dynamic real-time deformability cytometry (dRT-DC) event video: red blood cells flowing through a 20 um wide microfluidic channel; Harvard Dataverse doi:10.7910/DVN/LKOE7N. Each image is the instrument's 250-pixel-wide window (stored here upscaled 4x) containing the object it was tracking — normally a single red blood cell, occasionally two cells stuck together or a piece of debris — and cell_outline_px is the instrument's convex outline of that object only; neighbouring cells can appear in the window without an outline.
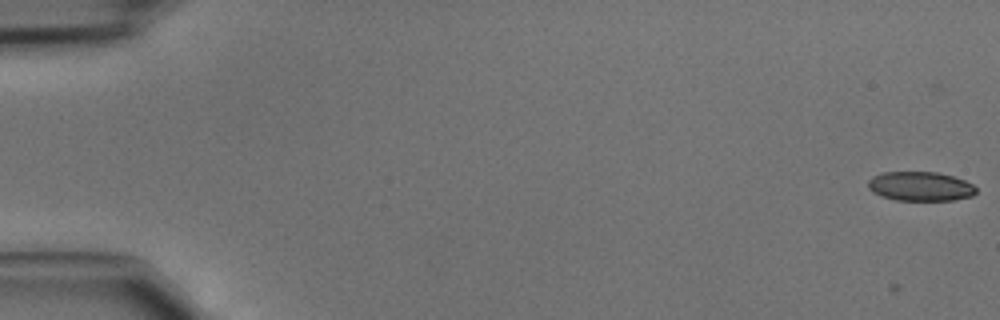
{"species": "common noctule bat (a hibernating species)", "species_latin": "Nyctalus noctula", "temperature_condition": "cold", "stored_images_in_passage": 51, "camera_frame_rate_fps": 3000, "um_per_image_px": 0.085, "animal": {"sex": "male", "body_mass_g": 15.6}, "frame": {"image": 1, "passage_image": 4, "time_ms": 1.0, "image_size_px": [1000, 320], "cell_outline_px": [[976, 192], [972, 196], [952, 200], [896, 200], [880, 196], [872, 192], [868, 188], [868, 180], [872, 176], [884, 172], [936, 172], [952, 176], [964, 180], [972, 184], [976, 188]], "centroid_in_image_um": [78.2, 15.84], "position_along_channel_um": 6.8, "area_um2": 18.44}}
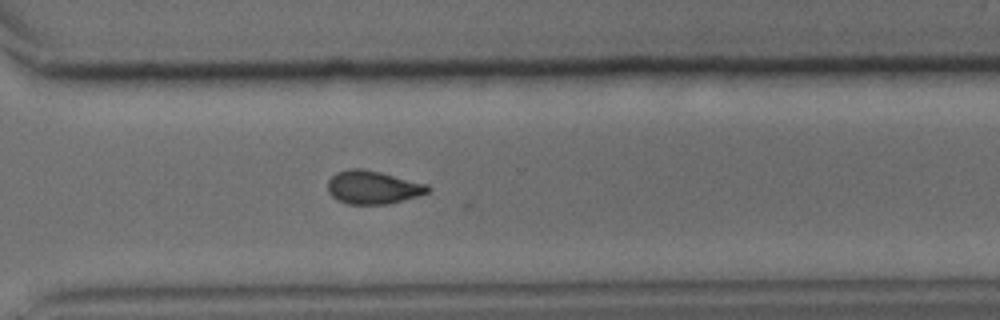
{"frame": {"image": 2, "passage_image": 37, "time_ms": 12.0, "image_size_px": [1000, 320], "cell_outline_px": [[432, 188], [428, 192], [420, 196], [388, 204], [348, 204], [336, 200], [328, 192], [328, 180], [336, 172], [348, 168], [360, 168], [380, 172], [428, 184]], "centroid_in_image_um": [31.7, 15.92], "position_along_channel_um": 338.9, "area_um2": 19.59}}
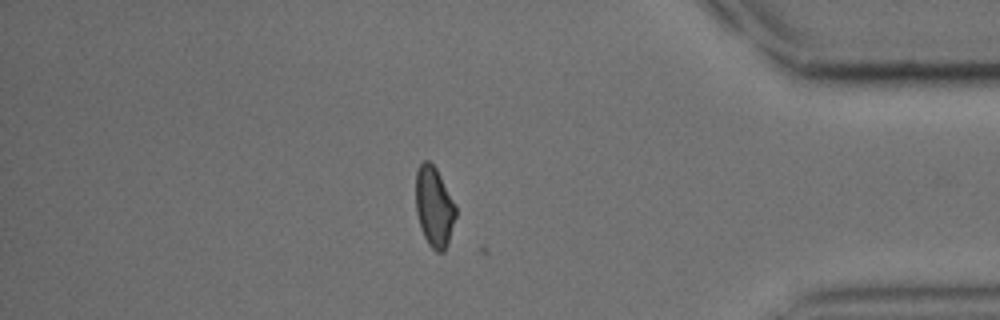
{"frame": {"image": 3, "passage_image": 43, "time_ms": 14.0, "image_size_px": [1000, 320], "cell_outline_px": [[456, 216], [448, 244], [444, 252], [436, 252], [428, 244], [424, 236], [416, 212], [416, 172], [420, 164], [424, 160], [428, 160], [436, 168], [456, 204]], "centroid_in_image_um": [36.92, 17.59], "position_along_channel_um": 398.3, "area_um2": 18.73}}